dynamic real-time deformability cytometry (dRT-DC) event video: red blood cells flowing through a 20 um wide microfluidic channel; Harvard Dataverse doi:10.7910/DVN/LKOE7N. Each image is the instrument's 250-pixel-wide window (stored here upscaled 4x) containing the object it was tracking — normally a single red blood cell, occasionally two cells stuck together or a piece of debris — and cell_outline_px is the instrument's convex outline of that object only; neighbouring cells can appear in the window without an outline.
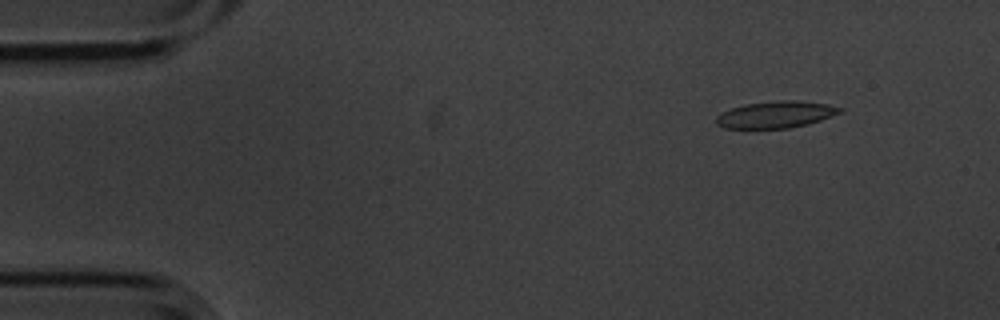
{"species": "common noctule bat (a hibernating species)", "species_latin": "Nyctalus noctula", "temperature_condition": "cold", "stored_images_in_passage": 5, "camera_frame_rate_fps": 3000, "um_per_image_px": 0.085, "animal": {"sex": "male", "body_mass_g": 20.1, "forearm_length_mm": 53.5}, "frame": {"image": 1, "passage_image": 2, "time_ms": 0.333, "image_size_px": [1000, 320], "cell_outline_px": [[844, 108], [840, 112], [820, 120], [808, 124], [788, 128], [724, 128], [716, 124], [716, 116], [732, 108], [744, 104], [780, 100], [796, 100], [828, 104]], "centroid_in_image_um": [65.94, 9.73], "position_along_channel_um": 19.1, "area_um2": 19.13}}
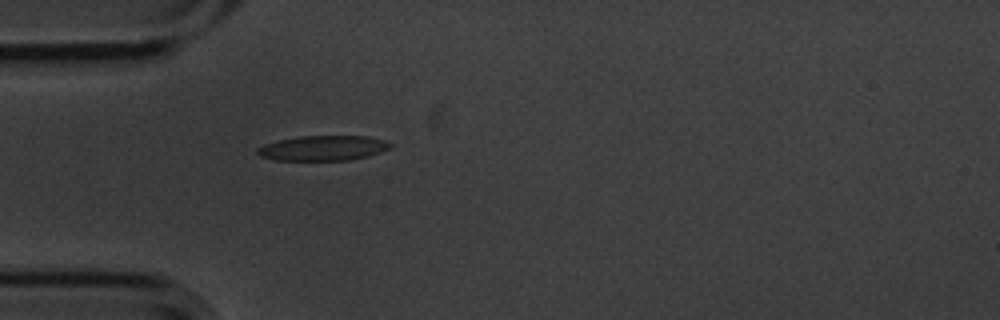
{"frame": {"image": 2, "passage_image": 5, "time_ms": 1.333, "image_size_px": [1000, 320], "cell_outline_px": [[392, 144], [388, 148], [380, 152], [368, 156], [348, 160], [276, 160], [260, 156], [256, 152], [256, 148], [264, 144], [280, 140], [300, 136], [368, 136], [384, 140]], "centroid_in_image_um": [27.43, 12.58], "position_along_channel_um": 57.6, "area_um2": 19.25}}